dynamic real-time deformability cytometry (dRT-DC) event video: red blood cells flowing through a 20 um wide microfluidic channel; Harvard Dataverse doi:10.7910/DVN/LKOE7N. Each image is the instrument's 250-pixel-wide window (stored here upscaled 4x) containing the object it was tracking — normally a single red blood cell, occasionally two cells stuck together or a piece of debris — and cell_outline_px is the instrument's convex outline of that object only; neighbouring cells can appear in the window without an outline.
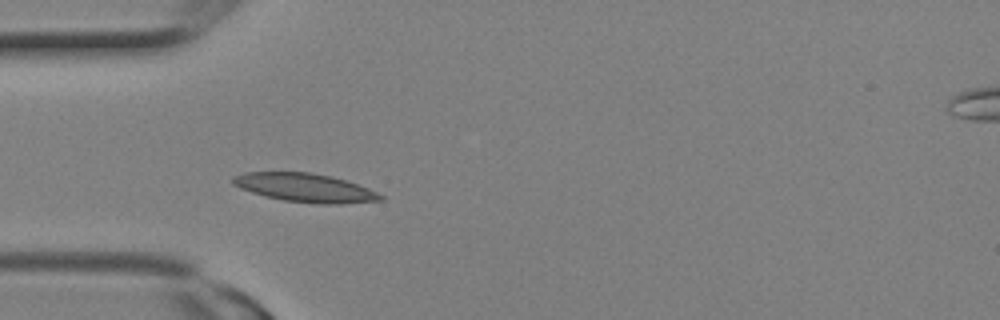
{"species": "Egyptian fruit bat (a non-hibernating species)", "species_latin": "Rousettus aegyptiacus", "temperature_condition": "room temperature", "stored_images_in_passage": 6, "camera_frame_rate_fps": 3000, "um_per_image_px": 0.085, "animal": {"sex": "female"}, "frame": {"image": 1, "passage_image": 6, "time_ms": 1.667, "image_size_px": [1000, 320], "cell_outline_px": [[384, 200], [340, 204], [320, 204], [284, 200], [264, 196], [240, 188], [232, 184], [232, 176], [244, 172], [312, 172], [332, 176], [368, 188], [384, 196]], "centroid_in_image_um": [25.91, 15.95], "position_along_channel_um": 59.1, "area_um2": 24.62}}